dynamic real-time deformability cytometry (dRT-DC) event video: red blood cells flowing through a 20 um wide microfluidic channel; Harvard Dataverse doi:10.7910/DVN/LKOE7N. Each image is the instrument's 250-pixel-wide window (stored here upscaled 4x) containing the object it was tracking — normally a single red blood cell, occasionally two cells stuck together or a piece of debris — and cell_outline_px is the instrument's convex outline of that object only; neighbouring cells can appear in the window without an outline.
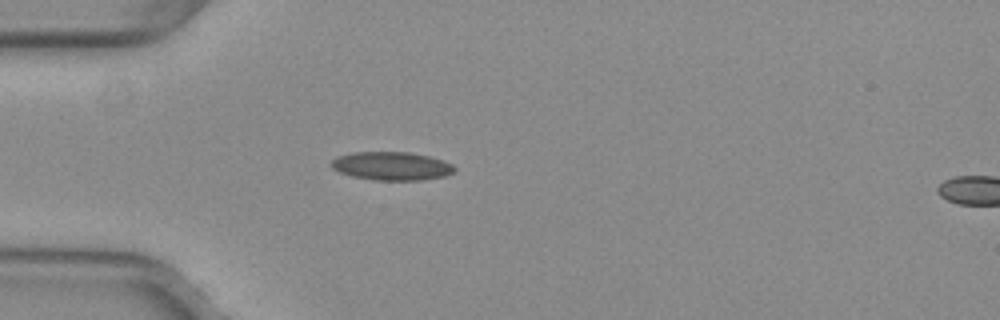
{"species": "common noctule bat (a hibernating species)", "species_latin": "Nyctalus noctula", "temperature_condition": "warm", "stored_images_in_passage": 14, "camera_frame_rate_fps": 3000, "um_per_image_px": 0.085, "animal": {"sex": "female", "body_mass_g": 29.2, "forearm_length_mm": 56.3}, "frame": {"image": 1, "passage_image": 1, "time_ms": 0.0, "image_size_px": [1000, 320], "cell_outline_px": [[456, 172], [444, 176], [420, 180], [376, 180], [352, 176], [340, 172], [332, 168], [328, 164], [336, 156], [352, 152], [408, 152], [428, 156], [444, 160], [452, 164], [456, 168]], "centroid_in_image_um": [33.28, 14.1], "position_along_channel_um": 51.7, "area_um2": 20.52}}
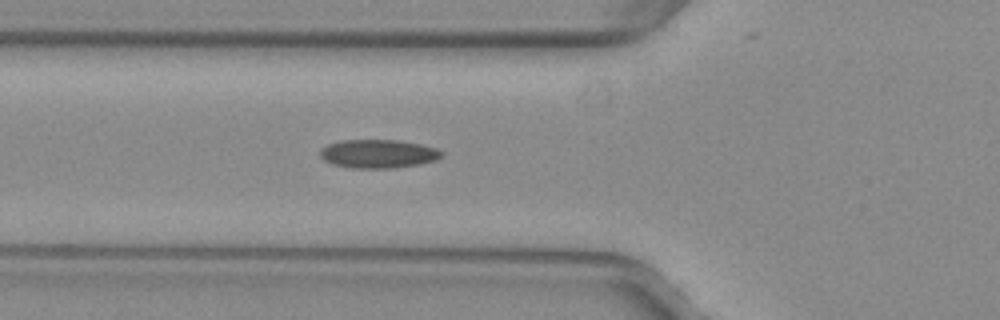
{"frame": {"image": 2, "passage_image": 5, "time_ms": 1.333, "image_size_px": [1000, 320], "cell_outline_px": [[444, 156], [436, 160], [420, 164], [392, 168], [348, 168], [332, 164], [324, 160], [320, 156], [320, 148], [328, 144], [340, 140], [396, 140], [420, 144], [436, 148], [444, 152]], "centroid_in_image_um": [32.14, 13.07], "position_along_channel_um": 93.7, "area_um2": 20.4}}
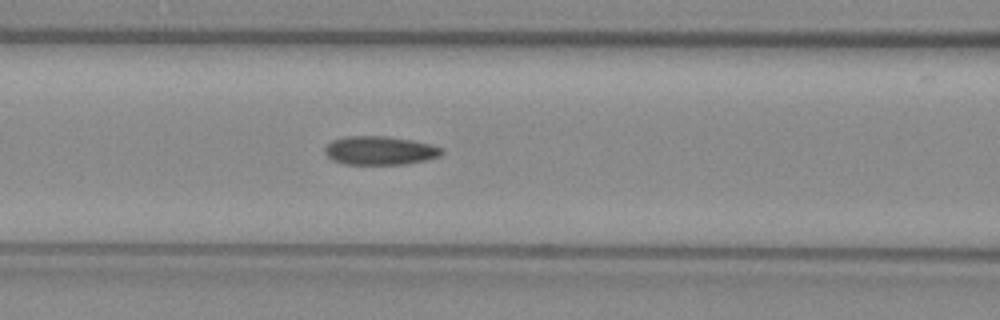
{"frame": {"image": 3, "passage_image": 8, "time_ms": 2.333, "image_size_px": [1000, 320], "cell_outline_px": [[444, 152], [440, 156], [424, 160], [404, 164], [344, 164], [332, 160], [324, 152], [324, 148], [332, 140], [348, 136], [384, 136], [412, 140], [432, 144], [440, 148]], "centroid_in_image_um": [32.27, 12.79], "position_along_channel_um": 134.3, "area_um2": 19.42}}